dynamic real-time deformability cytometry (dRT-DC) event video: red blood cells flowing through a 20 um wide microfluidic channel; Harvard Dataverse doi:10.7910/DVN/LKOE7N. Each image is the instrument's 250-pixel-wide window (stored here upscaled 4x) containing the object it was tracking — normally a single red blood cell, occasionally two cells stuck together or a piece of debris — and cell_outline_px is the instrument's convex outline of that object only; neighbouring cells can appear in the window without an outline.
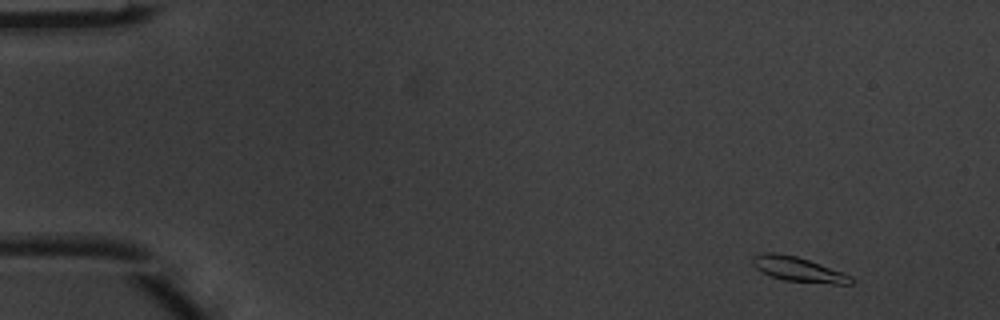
{"species": "common noctule bat (a hibernating species)", "species_latin": "Nyctalus noctula", "temperature_condition": "warm", "stored_images_in_passage": 3, "camera_frame_rate_fps": 3000, "um_per_image_px": 0.085, "animal": {"sex": "male", "body_mass_g": 20.1, "forearm_length_mm": 53.5}, "frame": {"image": 1, "passage_image": 1, "time_ms": 0.0, "image_size_px": [1000, 320], "cell_outline_px": [[856, 280], [852, 284], [832, 284], [784, 280], [772, 276], [756, 268], [752, 264], [752, 256], [764, 252], [776, 252], [796, 256], [808, 260], [852, 276]], "centroid_in_image_um": [67.86, 22.89], "position_along_channel_um": 17.1, "area_um2": 14.05}}